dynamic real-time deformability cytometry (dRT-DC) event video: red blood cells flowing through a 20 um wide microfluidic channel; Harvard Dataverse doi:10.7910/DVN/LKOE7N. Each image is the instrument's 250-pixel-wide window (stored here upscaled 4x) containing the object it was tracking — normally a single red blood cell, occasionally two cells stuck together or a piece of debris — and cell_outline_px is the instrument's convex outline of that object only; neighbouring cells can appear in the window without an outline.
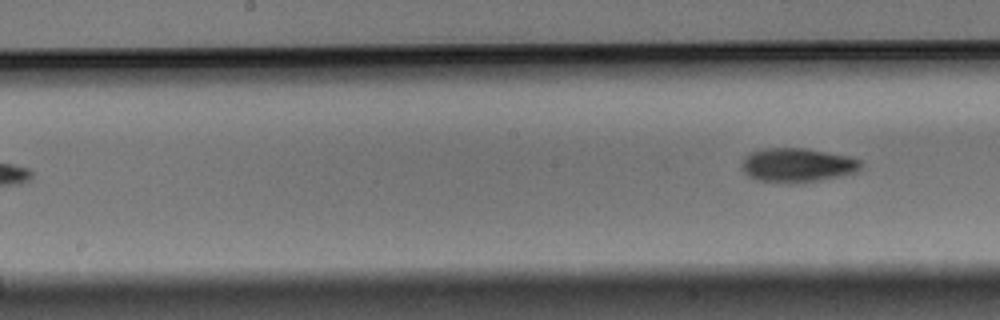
{"species": "Egyptian fruit bat (a non-hibernating species)", "species_latin": "Rousettus aegyptiacus", "temperature_condition": "warm", "stored_images_in_passage": 10, "segment_of_instrument_passage": [2, 2], "camera_frame_rate_fps": 3000, "um_per_image_px": 0.085, "animal": {"sex": "male"}, "frame": {"image": 1, "passage_image": 10, "time_ms": 3.0, "image_size_px": [1000, 320], "cell_outline_px": [[864, 164], [856, 172], [840, 176], [792, 184], [788, 184], [756, 180], [748, 176], [740, 168], [740, 164], [744, 156], [748, 152], [764, 148], [804, 148], [848, 156], [860, 160]], "centroid_in_image_um": [67.7, 14.04], "position_along_channel_um": 180.5, "area_um2": 23.99}}